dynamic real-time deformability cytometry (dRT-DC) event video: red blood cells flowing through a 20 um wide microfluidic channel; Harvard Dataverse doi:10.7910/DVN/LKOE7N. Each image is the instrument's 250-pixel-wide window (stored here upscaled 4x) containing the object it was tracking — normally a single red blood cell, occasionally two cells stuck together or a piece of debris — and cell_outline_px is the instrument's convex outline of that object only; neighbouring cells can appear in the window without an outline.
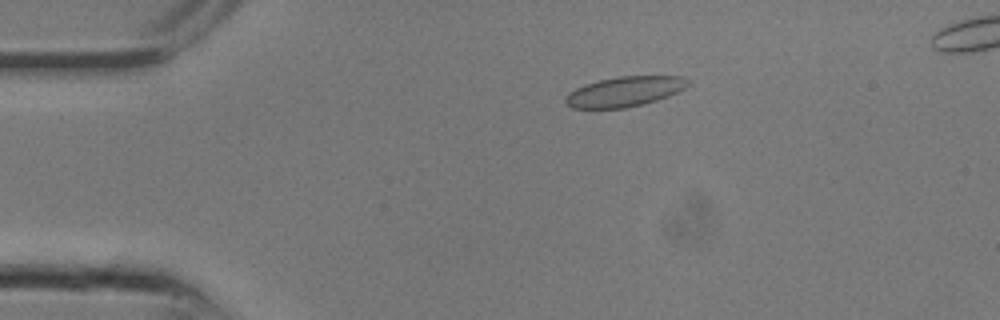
{"species": "common noctule bat (a hibernating species)", "species_latin": "Nyctalus noctula", "temperature_condition": "room temperature", "stored_images_in_passage": 12, "camera_frame_rate_fps": 3000, "um_per_image_px": 0.085, "animal": {"sex": "male", "body_mass_g": 13.3}, "frame": {"image": 1, "passage_image": 6, "time_ms": 1.667, "image_size_px": [1000, 320], "cell_outline_px": [[688, 84], [684, 88], [668, 96], [644, 104], [624, 108], [572, 108], [564, 100], [576, 88], [584, 84], [616, 76], [680, 76], [688, 80]], "centroid_in_image_um": [53.09, 7.78], "position_along_channel_um": 31.9, "area_um2": 21.1}}
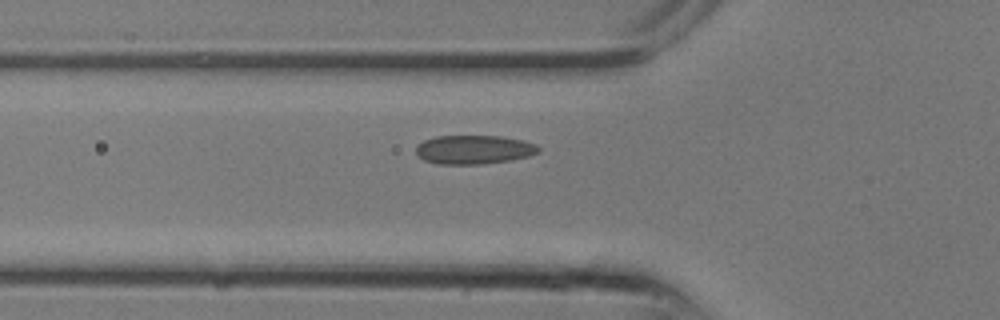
{"frame": {"image": 2, "passage_image": 10, "time_ms": 3.0, "image_size_px": [1000, 320], "cell_outline_px": [[540, 152], [528, 156], [512, 160], [484, 164], [436, 164], [424, 160], [416, 156], [416, 148], [424, 140], [436, 136], [500, 136], [524, 140], [536, 144], [540, 148]], "centroid_in_image_um": [40.3, 12.72], "position_along_channel_um": 85.5, "area_um2": 20.81}}
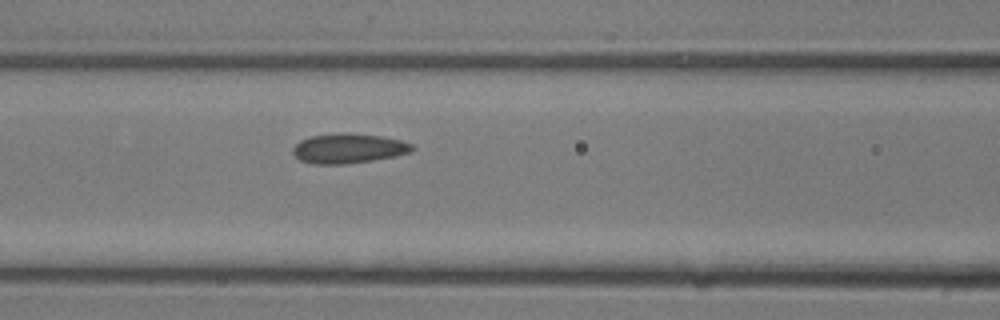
{"frame": {"image": 3, "passage_image": 12, "time_ms": 3.667, "image_size_px": [1000, 320], "cell_outline_px": [[416, 148], [412, 152], [396, 156], [348, 164], [312, 164], [300, 160], [292, 152], [292, 148], [300, 140], [312, 136], [344, 132], [348, 132], [380, 136], [400, 140], [412, 144]], "centroid_in_image_um": [29.63, 12.62], "position_along_channel_um": 137.0, "area_um2": 20.81}}